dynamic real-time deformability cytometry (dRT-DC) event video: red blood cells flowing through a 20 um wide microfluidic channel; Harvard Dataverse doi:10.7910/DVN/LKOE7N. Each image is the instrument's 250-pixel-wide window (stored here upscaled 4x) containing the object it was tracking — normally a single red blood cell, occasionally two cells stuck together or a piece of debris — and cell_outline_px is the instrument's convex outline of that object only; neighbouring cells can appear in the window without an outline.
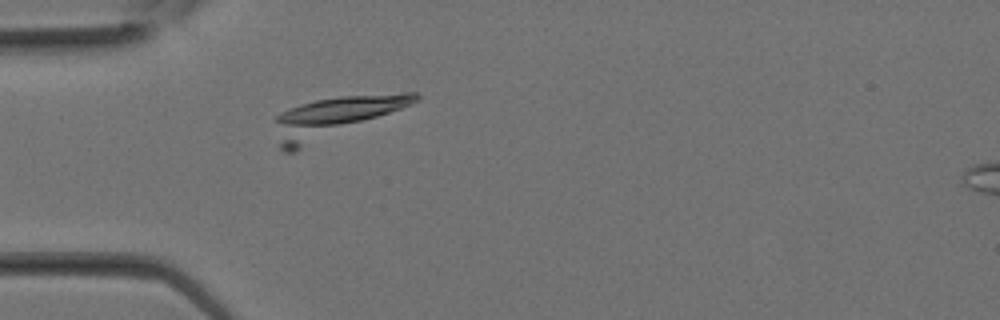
{"species": "Egyptian fruit bat (a non-hibernating species)", "species_latin": "Rousettus aegyptiacus", "temperature_condition": "room temperature", "stored_images_in_passage": 10, "camera_frame_rate_fps": 3000, "um_per_image_px": 0.085, "animal": {"sex": "female"}, "frame": {"image": 1, "passage_image": 8, "time_ms": 2.333, "image_size_px": [1000, 320], "cell_outline_px": [[420, 100], [296, 152], [284, 152], [280, 148], [276, 120], [276, 116], [280, 112], [300, 104], [316, 100], [344, 96], [404, 92], [420, 92]], "centroid_in_image_um": [28.43, 9.96], "position_along_channel_um": 56.6, "area_um2": 32.37}}
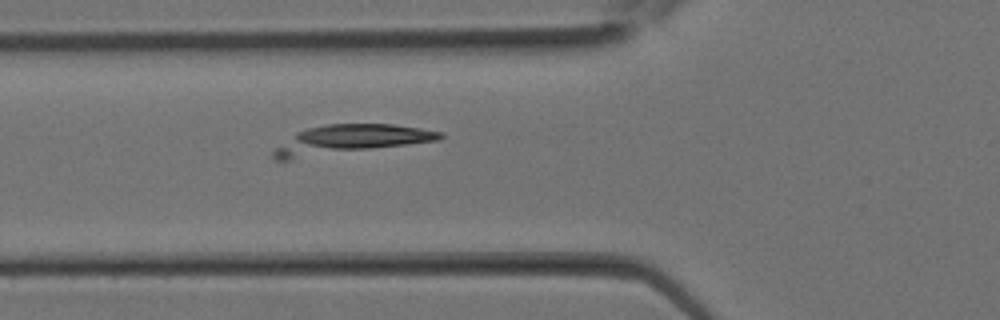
{"frame": {"image": 2, "passage_image": 10, "time_ms": 3.0, "image_size_px": [1000, 320], "cell_outline_px": [[444, 136], [440, 140], [288, 160], [276, 160], [272, 156], [272, 152], [276, 148], [296, 132], [308, 128], [328, 124], [392, 124], [420, 128], [444, 132]], "centroid_in_image_um": [29.77, 11.86], "position_along_channel_um": 96.0, "area_um2": 27.74}}